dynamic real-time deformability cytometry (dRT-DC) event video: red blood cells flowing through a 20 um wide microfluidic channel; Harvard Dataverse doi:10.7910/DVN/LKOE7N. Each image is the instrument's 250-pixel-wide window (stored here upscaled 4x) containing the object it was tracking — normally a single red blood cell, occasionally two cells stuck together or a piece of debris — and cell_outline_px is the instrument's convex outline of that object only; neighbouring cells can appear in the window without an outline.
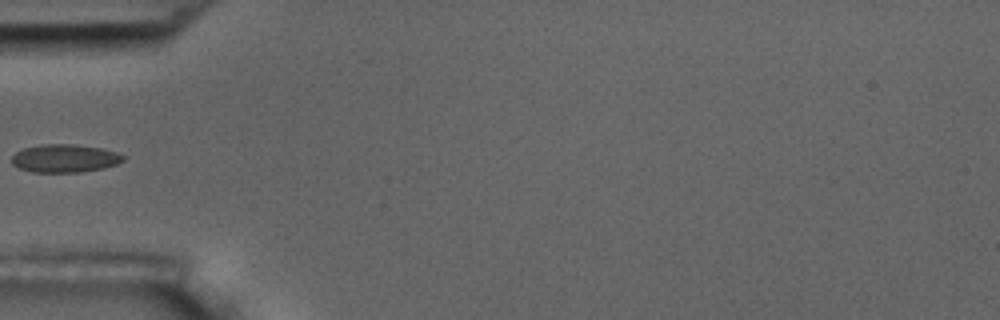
{"species": "common noctule bat (a hibernating species)", "species_latin": "Nyctalus noctula", "temperature_condition": "room temperature", "stored_images_in_passage": 7, "camera_frame_rate_fps": 3000, "um_per_image_px": 0.085, "animal": {"sex": "male", "body_mass_g": 17.5, "forearm_length_mm": 52.3}, "frame": {"image": 1, "passage_image": 6, "time_ms": 6.0, "image_size_px": [1000, 320], "cell_outline_px": [[124, 160], [116, 164], [104, 168], [80, 172], [32, 172], [20, 168], [12, 164], [12, 156], [16, 152], [24, 148], [40, 144], [72, 144], [100, 148], [116, 152], [124, 156]], "centroid_in_image_um": [5.49, 13.46], "position_along_channel_um": 79.5, "area_um2": 18.15}}